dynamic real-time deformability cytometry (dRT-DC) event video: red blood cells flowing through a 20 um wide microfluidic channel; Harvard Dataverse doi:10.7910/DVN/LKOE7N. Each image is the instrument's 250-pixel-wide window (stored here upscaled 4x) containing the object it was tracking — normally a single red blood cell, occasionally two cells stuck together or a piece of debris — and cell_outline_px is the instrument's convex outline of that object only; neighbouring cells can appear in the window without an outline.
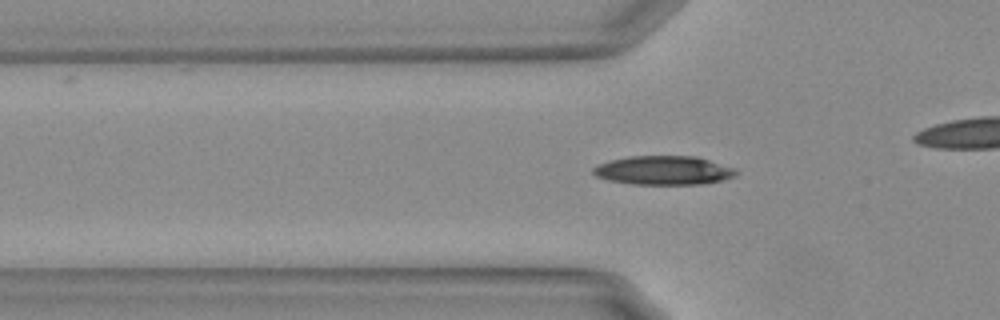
{"species": "Egyptian fruit bat (a non-hibernating species)", "species_latin": "Rousettus aegyptiacus", "temperature_condition": "warm", "stored_images_in_passage": 39, "camera_frame_rate_fps": 3000, "um_per_image_px": 0.085, "animal": {"sex": "female"}, "frame": {"image": 1, "passage_image": 12, "time_ms": 3.667, "image_size_px": [1000, 320], "cell_outline_px": [[736, 176], [704, 184], [632, 184], [608, 180], [596, 176], [592, 172], [592, 168], [600, 164], [612, 160], [632, 156], [696, 156], [732, 168], [736, 172]], "centroid_in_image_um": [56.37, 14.49], "position_along_channel_um": 69.4, "area_um2": 23.7}}
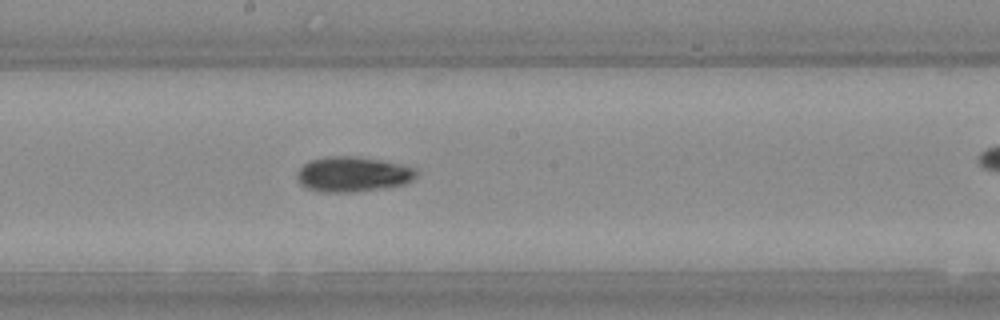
{"frame": {"image": 2, "passage_image": 24, "time_ms": 7.667, "image_size_px": [1000, 320], "cell_outline_px": [[420, 172], [412, 180], [404, 184], [384, 188], [352, 192], [320, 192], [308, 188], [300, 184], [296, 180], [296, 172], [308, 160], [328, 156], [360, 156], [400, 164], [416, 168]], "centroid_in_image_um": [29.98, 14.8], "position_along_channel_um": 218.2, "area_um2": 24.74}}
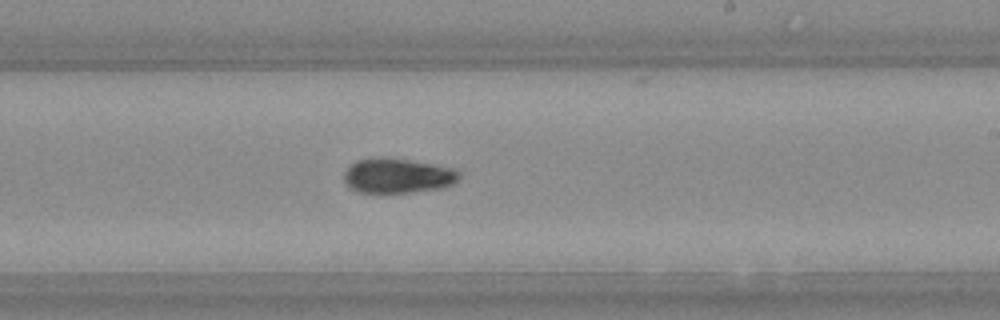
{"frame": {"image": 3, "passage_image": 27, "time_ms": 8.667, "image_size_px": [1000, 320], "cell_outline_px": [[460, 180], [444, 188], [408, 192], [360, 192], [348, 188], [344, 180], [344, 172], [356, 160], [408, 160], [456, 168], [460, 172]], "centroid_in_image_um": [33.86, 14.98], "position_along_channel_um": 255.1, "area_um2": 22.77}}